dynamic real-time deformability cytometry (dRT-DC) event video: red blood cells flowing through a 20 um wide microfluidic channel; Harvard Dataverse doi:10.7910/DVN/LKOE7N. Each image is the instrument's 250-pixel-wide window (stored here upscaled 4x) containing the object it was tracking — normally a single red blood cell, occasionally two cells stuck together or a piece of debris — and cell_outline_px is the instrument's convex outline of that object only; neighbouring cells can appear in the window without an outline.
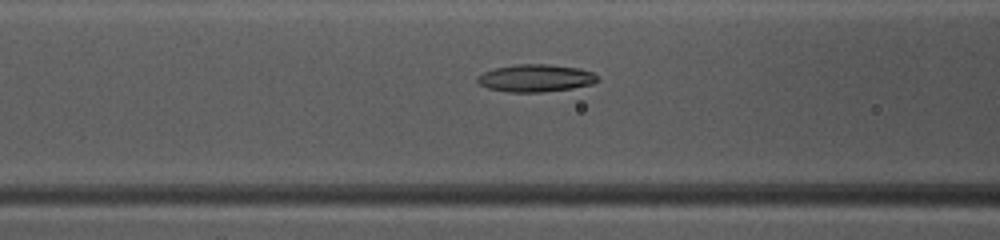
{"species": "common noctule bat (a hibernating species)", "species_latin": "Nyctalus noctula", "temperature_condition": "warm", "stored_images_in_passage": 49, "camera_frame_rate_fps": 3000, "um_per_image_px": 0.085, "animal": {"sex": "female", "body_mass_g": 10.0, "forearm_length_mm": 53.1}, "frame": {"image": 1, "passage_image": 20, "time_ms": 6.333, "image_size_px": [1000, 240], "cell_outline_px": [[600, 80], [592, 84], [572, 88], [544, 92], [508, 92], [488, 88], [480, 84], [476, 80], [476, 76], [484, 72], [496, 68], [516, 64], [548, 64], [580, 68], [592, 72], [600, 76]], "centroid_in_image_um": [45.56, 6.64], "position_along_channel_um": 121.0, "area_um2": 19.36}}
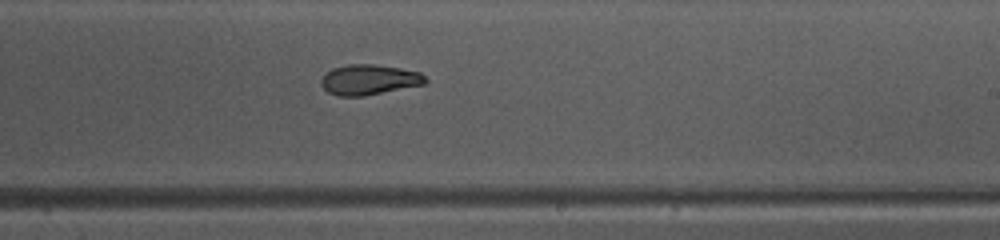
{"frame": {"image": 2, "passage_image": 30, "time_ms": 9.667, "image_size_px": [1000, 240], "cell_outline_px": [[428, 80], [424, 84], [364, 96], [336, 96], [328, 92], [320, 84], [320, 80], [332, 68], [348, 64], [376, 64], [400, 68], [420, 72]], "centroid_in_image_um": [31.36, 6.77], "position_along_channel_um": 257.6, "area_um2": 18.38}}
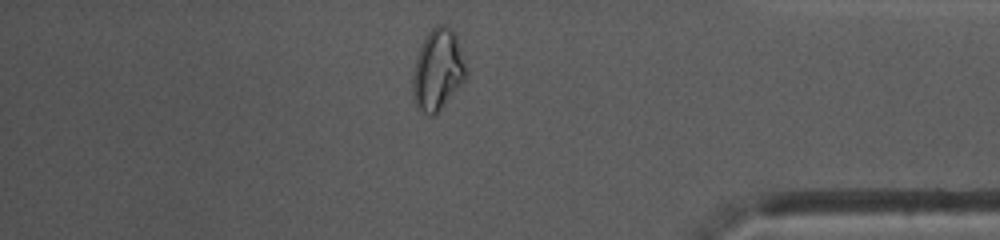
{"frame": {"image": 3, "passage_image": 42, "time_ms": 13.667, "image_size_px": [1000, 240], "cell_outline_px": [[468, 72], [464, 80], [436, 116], [428, 116], [420, 112], [412, 96], [412, 76], [416, 56], [428, 32], [436, 24], [444, 24], [452, 28], [456, 32]], "centroid_in_image_um": [37.21, 5.95], "position_along_channel_um": 398.0, "area_um2": 25.72}, "authors_computed_cell_mechanics": {"area_um2": 19.5364, "velocity_mm_per_s": 4.0948, "shape_relaxation_time_tau1_ms": 6.009, "shape_relaxation_time_tau2_ms": 7.8335, "deformation_change_tau1": 0.2124, "deformation_change_tau2": 0.1313}}